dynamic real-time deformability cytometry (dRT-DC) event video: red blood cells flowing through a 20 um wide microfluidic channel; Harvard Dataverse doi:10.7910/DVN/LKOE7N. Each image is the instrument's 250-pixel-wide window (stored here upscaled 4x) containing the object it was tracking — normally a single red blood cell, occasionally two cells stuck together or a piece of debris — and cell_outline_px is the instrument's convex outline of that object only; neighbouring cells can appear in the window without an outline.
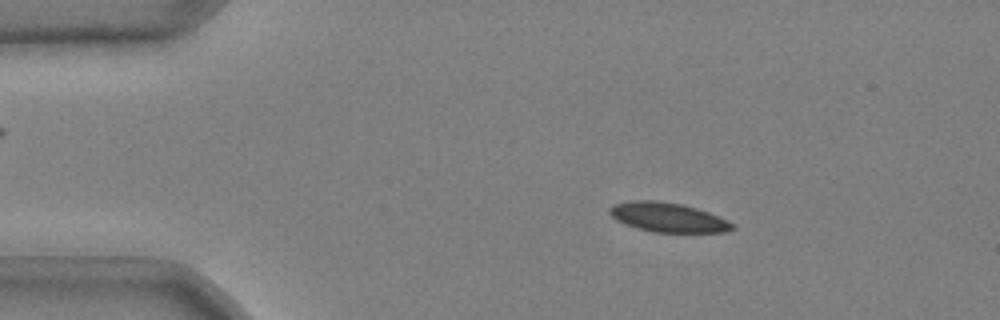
{"species": "common noctule bat (a hibernating species)", "species_latin": "Nyctalus noctula", "temperature_condition": "cold", "stored_images_in_passage": 51, "camera_frame_rate_fps": 3000, "um_per_image_px": 0.085, "animal": {"sex": "male", "body_mass_g": 20.4}, "frame": {"image": 1, "passage_image": 8, "time_ms": 2.333, "image_size_px": [1000, 320], "cell_outline_px": [[736, 228], [724, 232], [652, 232], [636, 228], [624, 224], [616, 220], [608, 212], [608, 208], [612, 204], [632, 200], [656, 200], [680, 204], [696, 208], [708, 212], [732, 224]], "centroid_in_image_um": [56.68, 18.47], "position_along_channel_um": 28.3, "area_um2": 20.92}}
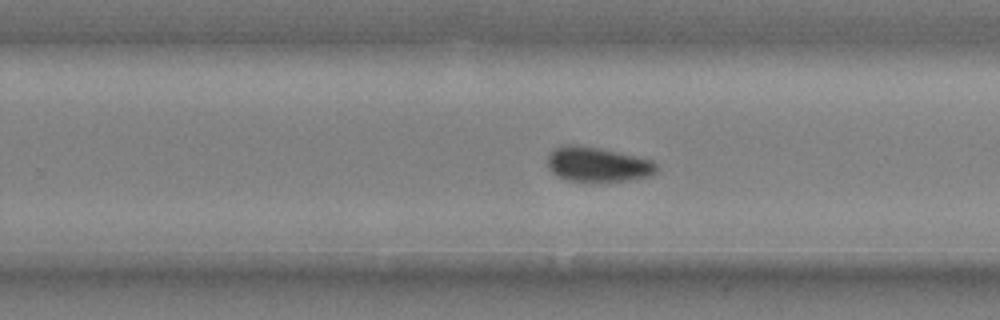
{"frame": {"image": 2, "passage_image": 33, "time_ms": 10.667, "image_size_px": [1000, 320], "cell_outline_px": [[656, 172], [652, 176], [628, 180], [568, 180], [556, 176], [548, 168], [548, 156], [552, 148], [568, 144], [600, 148], [636, 156], [652, 160], [656, 164]], "centroid_in_image_um": [50.78, 13.96], "position_along_channel_um": 279.0, "area_um2": 21.79}}
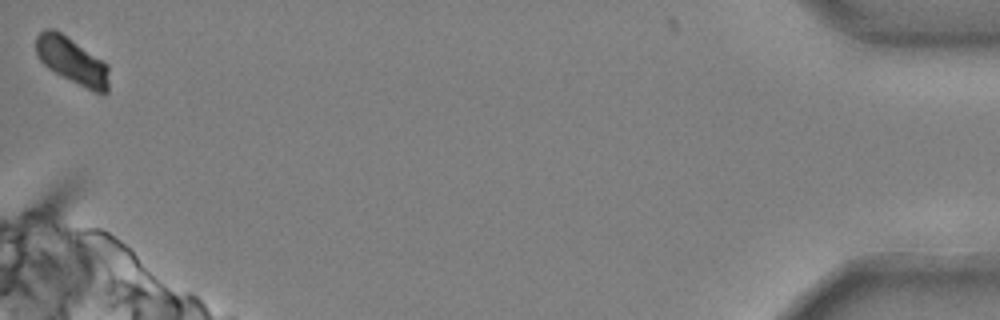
{"frame": {"image": 3, "passage_image": 51, "time_ms": 16.667, "image_size_px": [1000, 320], "cell_outline_px": [[108, 92], [92, 92], [48, 68], [36, 56], [36, 36], [44, 28], [52, 28], [60, 32], [108, 64]], "centroid_in_image_um": [6.1, 5.16], "position_along_channel_um": 429.1, "area_um2": 19.59}, "authors_computed_cell_mechanics": {"area_um2": 21.386, "velocity_mm_per_s": 3.667, "shape_relaxation_time_tau1_ms": 6.1157, "shape_relaxation_time_tau2_ms": 5.1014, "deformation_change_tau1": 0.1382, "deformation_change_tau2": 0.07}}